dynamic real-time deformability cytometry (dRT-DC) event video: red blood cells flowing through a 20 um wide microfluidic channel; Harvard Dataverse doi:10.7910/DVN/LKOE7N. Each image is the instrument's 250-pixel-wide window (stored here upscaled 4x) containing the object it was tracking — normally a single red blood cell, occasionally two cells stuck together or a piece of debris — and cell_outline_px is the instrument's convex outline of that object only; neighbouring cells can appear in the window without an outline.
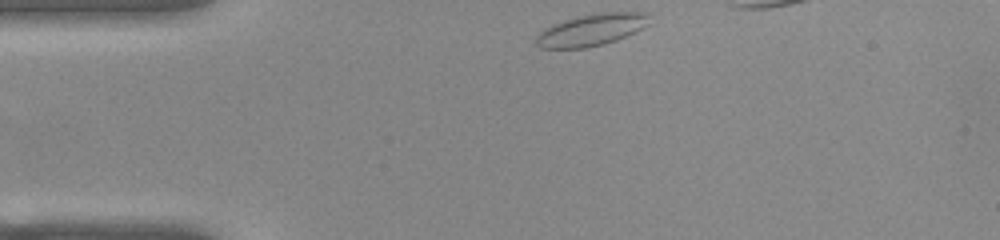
{"species": "common noctule bat (a hibernating species)", "species_latin": "Nyctalus noctula", "temperature_condition": "warm", "stored_images_in_passage": 34, "camera_frame_rate_fps": 3000, "um_per_image_px": 0.085, "animal": {"sex": "female", "body_mass_g": 22.0, "forearm_length_mm": 56.7}, "frame": {"image": 1, "passage_image": 1, "time_ms": 0.0, "image_size_px": [1000, 240], "cell_outline_px": [[648, 24], [636, 32], [616, 40], [604, 44], [584, 48], [540, 48], [536, 44], [536, 36], [544, 28], [552, 24], [564, 20], [580, 16], [600, 12], [648, 12]], "centroid_in_image_um": [50.26, 2.54], "position_along_channel_um": 34.7, "area_um2": 20.98}}
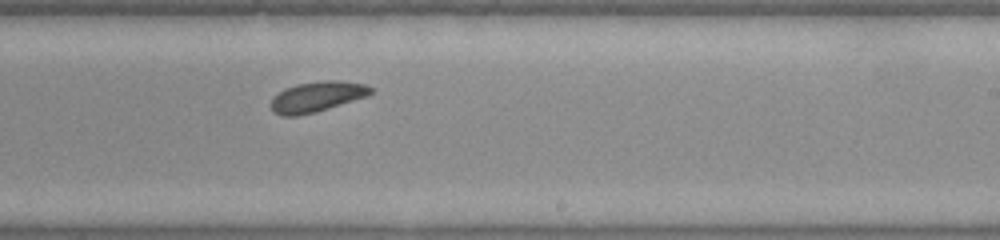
{"frame": {"image": 2, "passage_image": 22, "time_ms": 7.0, "image_size_px": [1000, 240], "cell_outline_px": [[372, 92], [368, 96], [328, 108], [296, 116], [280, 116], [272, 112], [272, 100], [284, 88], [296, 84], [320, 80], [336, 80], [364, 84], [372, 88]], "centroid_in_image_um": [26.94, 8.21], "position_along_channel_um": 262.1, "area_um2": 17.46}}
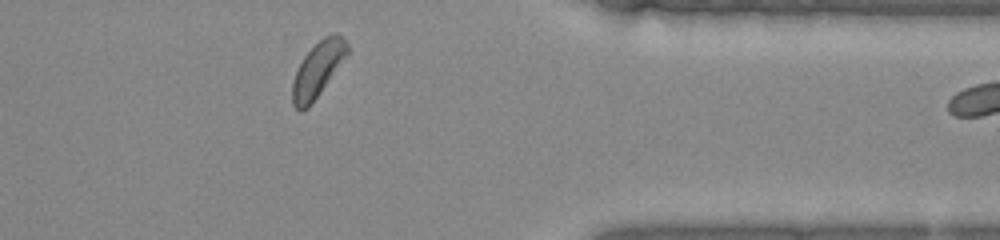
{"frame": {"image": 3, "passage_image": 33, "time_ms": 10.667, "image_size_px": [1000, 240], "cell_outline_px": [[348, 56], [308, 108], [300, 112], [292, 104], [292, 84], [296, 72], [304, 56], [324, 36], [336, 32], [348, 44]], "centroid_in_image_um": [27.02, 5.92], "position_along_channel_um": 384.4, "area_um2": 17.46}}